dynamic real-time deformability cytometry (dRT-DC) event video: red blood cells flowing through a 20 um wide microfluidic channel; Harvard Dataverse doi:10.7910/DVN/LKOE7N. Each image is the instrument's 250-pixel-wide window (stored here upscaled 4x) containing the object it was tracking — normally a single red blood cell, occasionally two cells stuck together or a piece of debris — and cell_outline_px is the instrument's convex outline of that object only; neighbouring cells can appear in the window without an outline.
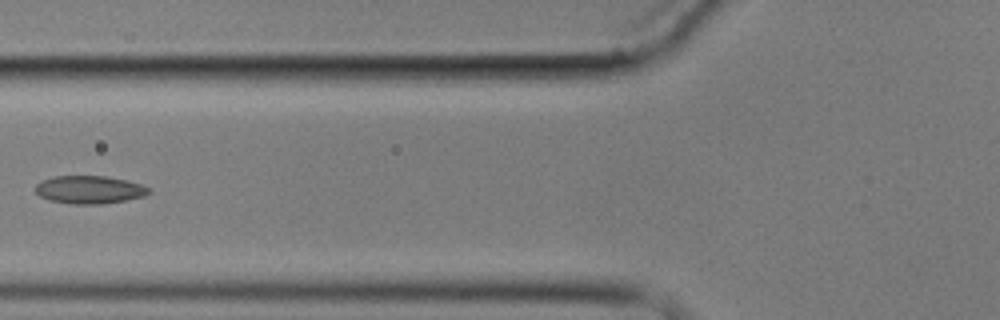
{"species": "common noctule bat (a hibernating species)", "species_latin": "Nyctalus noctula", "temperature_condition": "cold", "stored_images_in_passage": 6, "camera_frame_rate_fps": 3000, "um_per_image_px": 0.085, "animal": {"sex": "male", "body_mass_g": 17.9}, "frame": {"image": 1, "passage_image": 6, "time_ms": 7.333, "image_size_px": [1000, 320], "cell_outline_px": [[152, 192], [144, 196], [128, 200], [100, 204], [72, 204], [48, 200], [40, 196], [36, 192], [36, 184], [40, 180], [52, 176], [104, 176], [128, 180], [140, 184], [148, 188]], "centroid_in_image_um": [7.59, 16.12], "position_along_channel_um": 118.2, "area_um2": 18.61}}